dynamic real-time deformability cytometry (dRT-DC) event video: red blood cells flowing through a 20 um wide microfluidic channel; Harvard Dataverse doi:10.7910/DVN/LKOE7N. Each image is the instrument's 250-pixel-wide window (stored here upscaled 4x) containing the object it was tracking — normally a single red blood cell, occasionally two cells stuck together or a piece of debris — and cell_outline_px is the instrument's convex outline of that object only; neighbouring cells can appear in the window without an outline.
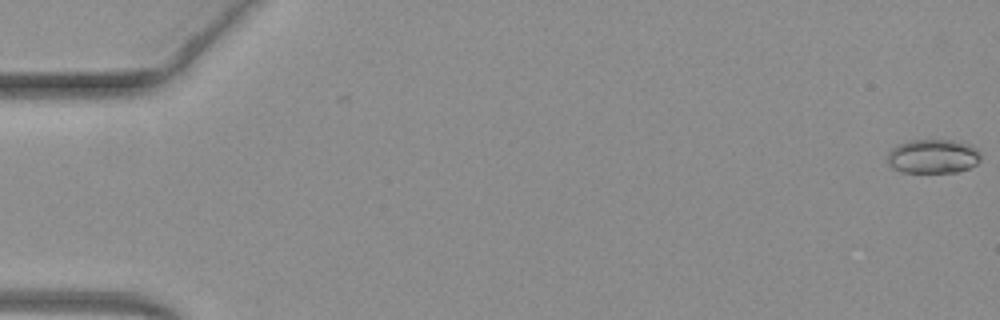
{"species": "common noctule bat (a hibernating species)", "species_latin": "Nyctalus noctula", "temperature_condition": "warm", "stored_images_in_passage": 8, "camera_frame_rate_fps": 3000, "um_per_image_px": 0.085, "animal": {"sex": "female", "body_mass_g": 19.3, "forearm_length_mm": 54.1}, "frame": {"image": 1, "passage_image": 1, "time_ms": 0.0, "image_size_px": [1000, 320], "cell_outline_px": [[980, 160], [976, 164], [968, 168], [956, 172], [904, 172], [892, 168], [888, 164], [888, 152], [892, 148], [900, 144], [912, 140], [952, 140], [968, 144], [980, 156]], "centroid_in_image_um": [79.26, 13.3], "position_along_channel_um": 5.7, "area_um2": 18.21}}